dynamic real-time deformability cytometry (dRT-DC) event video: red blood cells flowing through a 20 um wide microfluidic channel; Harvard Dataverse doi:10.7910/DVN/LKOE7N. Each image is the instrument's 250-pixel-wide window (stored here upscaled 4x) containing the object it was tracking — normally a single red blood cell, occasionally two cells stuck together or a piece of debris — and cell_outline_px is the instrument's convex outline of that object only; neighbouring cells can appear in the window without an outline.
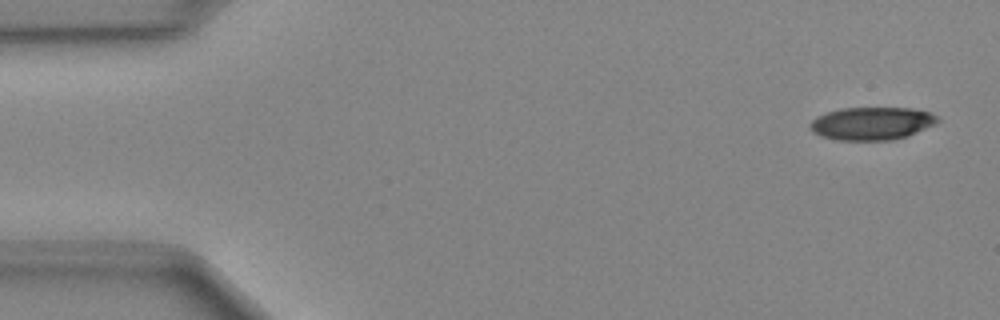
{"species": "Egyptian fruit bat (a non-hibernating species)", "species_latin": "Rousettus aegyptiacus", "temperature_condition": "cold", "stored_images_in_passage": 48, "camera_frame_rate_fps": 3000, "um_per_image_px": 0.085, "animal": {"sex": "female"}, "frame": {"image": 1, "passage_image": 2, "time_ms": 0.333, "image_size_px": [1000, 320], "cell_outline_px": [[940, 120], [908, 136], [892, 140], [836, 140], [820, 136], [812, 132], [808, 124], [816, 116], [840, 108], [912, 108], [928, 112], [936, 116]], "centroid_in_image_um": [74.03, 10.5], "position_along_channel_um": 11.0, "area_um2": 24.33}}
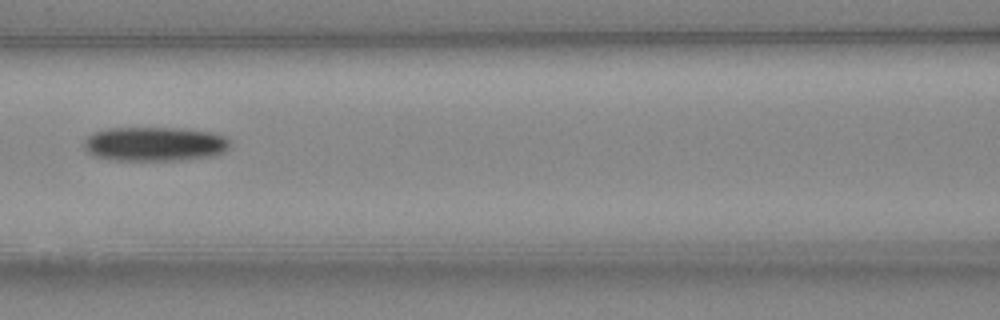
{"frame": {"image": 2, "passage_image": 21, "time_ms": 6.667, "image_size_px": [1000, 320], "cell_outline_px": [[232, 144], [224, 152], [212, 156], [184, 160], [112, 160], [92, 156], [84, 148], [84, 140], [92, 132], [108, 128], [184, 128], [212, 132], [224, 136], [232, 140]], "centroid_in_image_um": [13.17, 12.24], "position_along_channel_um": 153.4, "area_um2": 29.65}}
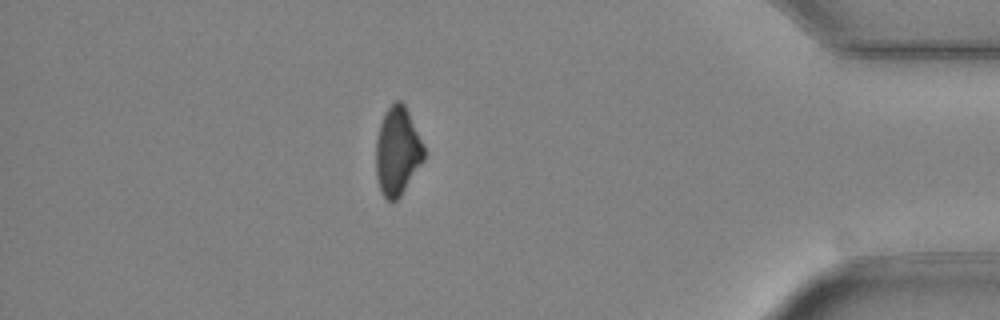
{"frame": {"image": 3, "passage_image": 42, "time_ms": 13.667, "image_size_px": [1000, 320], "cell_outline_px": [[424, 160], [400, 196], [396, 200], [388, 200], [380, 192], [376, 176], [376, 140], [380, 124], [384, 112], [396, 100], [400, 100], [404, 104], [408, 112], [424, 148]], "centroid_in_image_um": [33.76, 12.86], "position_along_channel_um": 401.4, "area_um2": 24.39}}